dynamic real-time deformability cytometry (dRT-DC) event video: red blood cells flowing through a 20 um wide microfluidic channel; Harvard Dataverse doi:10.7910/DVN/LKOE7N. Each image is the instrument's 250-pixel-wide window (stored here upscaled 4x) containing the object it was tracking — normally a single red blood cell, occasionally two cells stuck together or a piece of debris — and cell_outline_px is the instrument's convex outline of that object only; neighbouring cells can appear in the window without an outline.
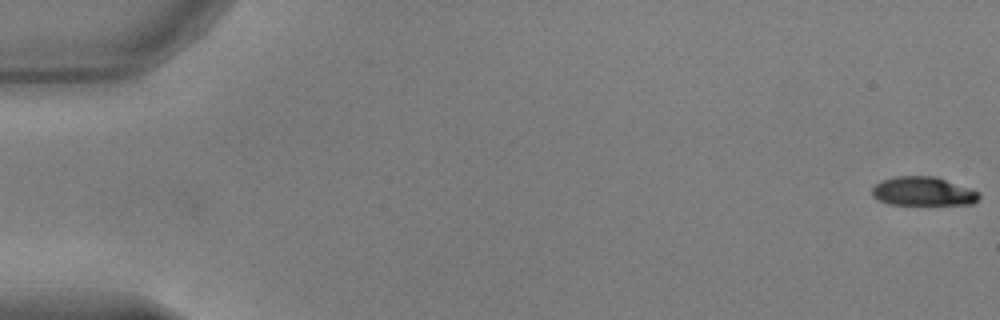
{"species": "common noctule bat (a hibernating species)", "species_latin": "Nyctalus noctula", "temperature_condition": "warm", "stored_images_in_passage": 53, "camera_frame_rate_fps": 3000, "um_per_image_px": 0.085, "animal": {"sex": "male", "body_mass_g": 17.9, "forearm_length_mm": 54.2}, "frame": {"image": 1, "passage_image": 1, "time_ms": 0.0, "image_size_px": [1000, 320], "cell_outline_px": [[980, 196], [972, 204], [888, 204], [872, 196], [872, 188], [880, 180], [896, 176], [936, 176], [972, 188], [980, 192]], "centroid_in_image_um": [78.47, 16.25], "position_along_channel_um": 6.5, "area_um2": 18.09}}
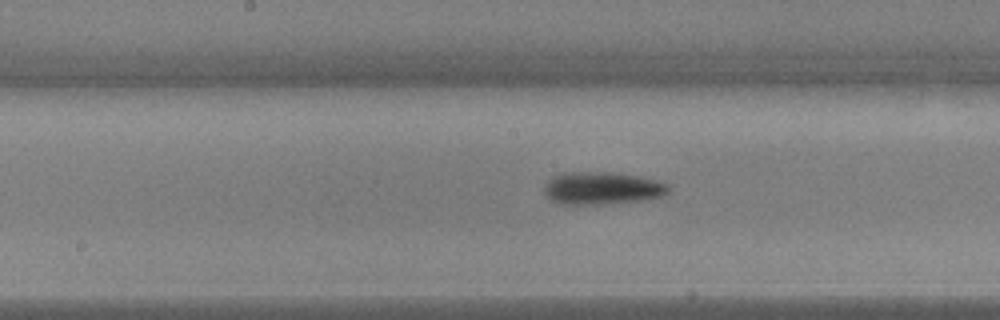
{"frame": {"image": 2, "passage_image": 28, "time_ms": 9.0, "image_size_px": [1000, 320], "cell_outline_px": [[668, 192], [660, 196], [644, 200], [604, 204], [564, 204], [552, 200], [544, 192], [544, 188], [552, 176], [564, 172], [612, 172], [640, 176], [660, 180], [668, 184]], "centroid_in_image_um": [51.2, 15.98], "position_along_channel_um": 197.0, "area_um2": 23.58}}
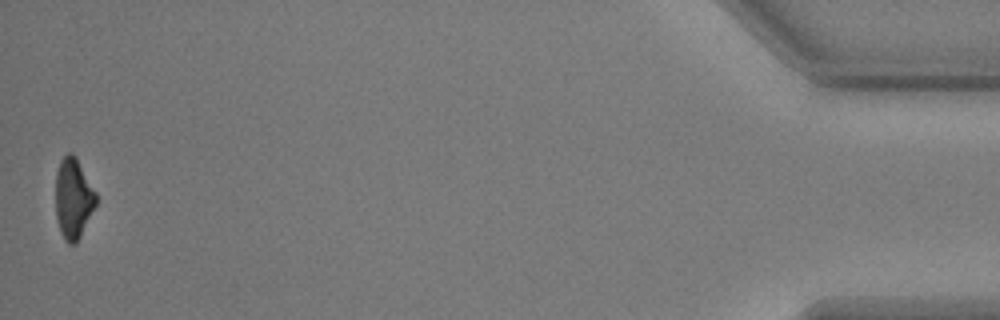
{"frame": {"image": 3, "passage_image": 53, "time_ms": 17.333, "image_size_px": [1000, 320], "cell_outline_px": [[96, 204], [76, 244], [68, 244], [64, 240], [60, 232], [56, 220], [56, 172], [60, 160], [68, 152], [72, 152], [76, 156], [96, 192]], "centroid_in_image_um": [6.21, 16.86], "position_along_channel_um": 429.0, "area_um2": 19.02}, "authors_computed_cell_mechanics": {"area_um2": 21.2126, "velocity_mm_per_s": 3.8478, "shape_relaxation_time_tau1_ms": 2.9552, "shape_relaxation_time_tau2_ms": null, "deformation_change_tau1": 0.1335, "deformation_change_tau2": null}}